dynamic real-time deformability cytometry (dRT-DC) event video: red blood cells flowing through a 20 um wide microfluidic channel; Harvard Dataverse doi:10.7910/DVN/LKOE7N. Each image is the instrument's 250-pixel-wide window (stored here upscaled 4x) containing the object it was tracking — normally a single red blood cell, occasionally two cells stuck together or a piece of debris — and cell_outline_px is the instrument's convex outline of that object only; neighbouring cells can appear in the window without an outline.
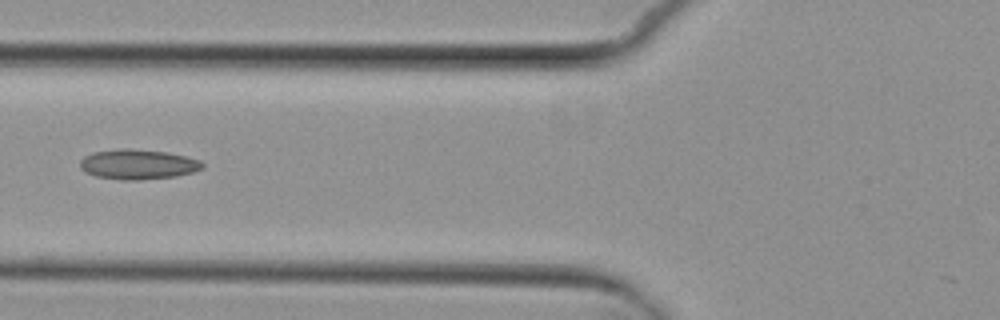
{"species": "common noctule bat (a hibernating species)", "species_latin": "Nyctalus noctula", "temperature_condition": "cold", "stored_images_in_passage": 7, "camera_frame_rate_fps": 3000, "um_per_image_px": 0.085, "animal": {"sex": "female", "body_mass_g": 29.2, "forearm_length_mm": 56.3}, "frame": {"image": 1, "passage_image": 7, "time_ms": 7.0, "image_size_px": [1000, 320], "cell_outline_px": [[204, 168], [192, 172], [176, 176], [140, 180], [120, 180], [96, 176], [84, 172], [80, 168], [80, 160], [84, 156], [92, 152], [116, 148], [128, 148], [164, 152], [184, 156], [200, 160], [204, 164]], "centroid_in_image_um": [11.68, 13.97], "position_along_channel_um": 114.1, "area_um2": 21.5}}